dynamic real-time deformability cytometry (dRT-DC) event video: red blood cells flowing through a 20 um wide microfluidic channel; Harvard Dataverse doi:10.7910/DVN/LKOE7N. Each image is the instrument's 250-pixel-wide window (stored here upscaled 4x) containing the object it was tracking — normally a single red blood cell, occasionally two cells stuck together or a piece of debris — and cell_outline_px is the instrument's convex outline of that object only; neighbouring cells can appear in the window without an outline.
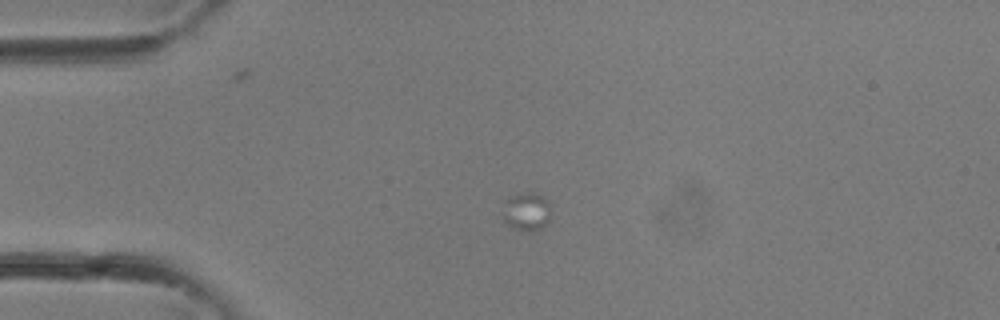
{"species": "common noctule bat (a hibernating species)", "species_latin": "Nyctalus noctula", "temperature_condition": "room temperature", "stored_images_in_passage": 7, "camera_frame_rate_fps": 3000, "um_per_image_px": 0.085, "animal": {"sex": "female"}, "frame": {"image": 1, "passage_image": 1, "time_ms": 0.0, "image_size_px": [1000, 320], "cell_outline_px": [[548, 220], [540, 228], [532, 232], [528, 232], [512, 228], [500, 216], [504, 200], [512, 196], [528, 192], [532, 192], [548, 200]], "centroid_in_image_um": [44.67, 18.0], "position_along_channel_um": 40.3, "area_um2": 10.69}}